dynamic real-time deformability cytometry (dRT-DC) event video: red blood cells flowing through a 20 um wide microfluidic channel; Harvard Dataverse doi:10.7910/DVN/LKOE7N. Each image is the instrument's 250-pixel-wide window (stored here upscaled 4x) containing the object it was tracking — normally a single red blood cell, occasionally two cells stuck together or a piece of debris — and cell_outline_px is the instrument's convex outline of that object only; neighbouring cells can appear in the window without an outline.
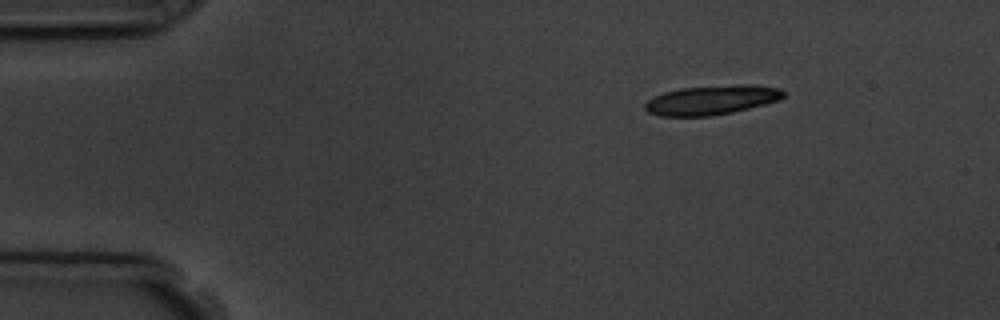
{"species": "common noctule bat (a hibernating species)", "species_latin": "Nyctalus noctula", "temperature_condition": "room temperature", "stored_images_in_passage": 7, "camera_frame_rate_fps": 3000, "um_per_image_px": 0.085, "animal": {"sex": "male", "body_mass_g": 19.5, "forearm_length_mm": 54.6}, "frame": {"image": 1, "passage_image": 1, "time_ms": 0.0, "image_size_px": [1000, 320], "cell_outline_px": [[784, 96], [780, 100], [732, 112], [708, 116], [660, 116], [648, 112], [644, 108], [644, 104], [652, 96], [664, 92], [680, 88], [736, 84], [756, 84], [780, 88], [784, 92]], "centroid_in_image_um": [60.48, 8.48], "position_along_channel_um": 24.5, "area_um2": 23.87}}